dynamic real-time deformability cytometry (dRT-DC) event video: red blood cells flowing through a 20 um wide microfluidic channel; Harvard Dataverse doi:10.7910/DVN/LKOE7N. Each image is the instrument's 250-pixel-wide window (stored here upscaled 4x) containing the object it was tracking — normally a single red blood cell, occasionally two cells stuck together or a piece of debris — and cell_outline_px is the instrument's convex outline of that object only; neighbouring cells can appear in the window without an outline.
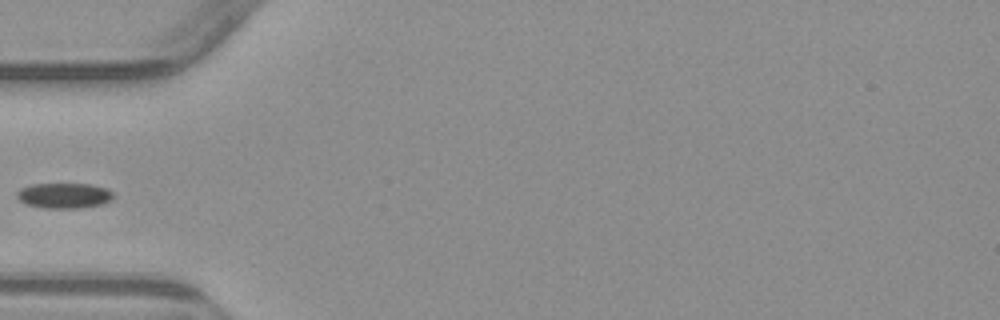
{"species": "common noctule bat (a hibernating species)", "species_latin": "Nyctalus noctula", "temperature_condition": "warm", "stored_images_in_passage": 3, "camera_frame_rate_fps": 3000, "um_per_image_px": 0.085, "animal": {"sex": "male", "body_mass_g": 23.1, "forearm_length_mm": 52.7}, "frame": {"image": 1, "passage_image": 2, "time_ms": 2.333, "image_size_px": [1000, 320], "cell_outline_px": [[112, 200], [104, 204], [80, 208], [44, 208], [28, 204], [20, 200], [16, 196], [16, 192], [20, 188], [32, 184], [92, 184], [104, 188], [112, 192]], "centroid_in_image_um": [5.45, 16.62], "position_along_channel_um": 79.6, "area_um2": 14.22}}
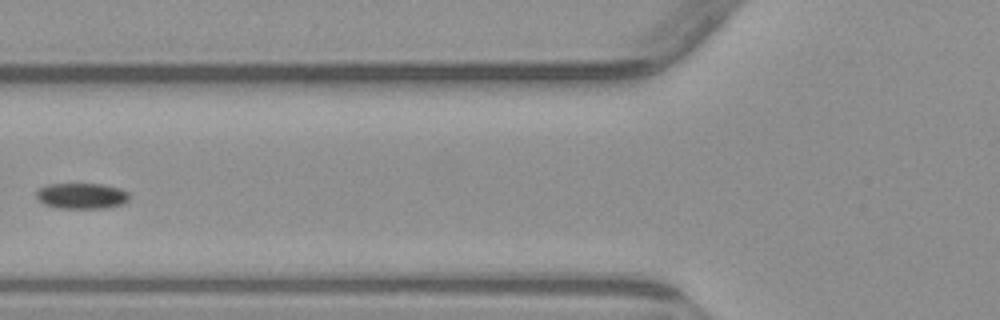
{"frame": {"image": 2, "passage_image": 3, "time_ms": 3.333, "image_size_px": [1000, 320], "cell_outline_px": [[128, 200], [124, 204], [104, 208], [56, 208], [44, 204], [36, 196], [36, 192], [40, 188], [48, 184], [100, 184], [120, 188], [128, 192]], "centroid_in_image_um": [6.95, 16.65], "position_along_channel_um": 118.9, "area_um2": 13.93}}